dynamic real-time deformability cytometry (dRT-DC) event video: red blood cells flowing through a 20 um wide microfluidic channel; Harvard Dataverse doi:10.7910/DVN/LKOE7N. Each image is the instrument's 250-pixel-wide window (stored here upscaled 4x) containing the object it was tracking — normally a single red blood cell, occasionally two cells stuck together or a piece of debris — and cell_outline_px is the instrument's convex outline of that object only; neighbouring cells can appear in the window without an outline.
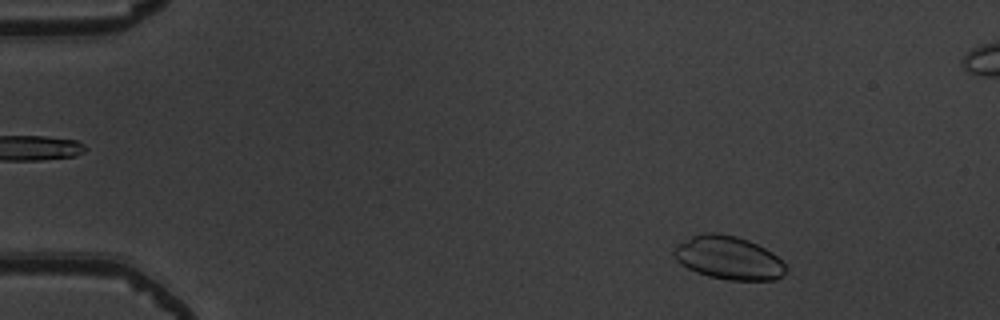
{"species": "common noctule bat (a hibernating species)", "species_latin": "Nyctalus noctula", "temperature_condition": "warm", "stored_images_in_passage": 51, "camera_frame_rate_fps": 3000, "um_per_image_px": 0.085, "animal": {"sex": "male", "body_mass_g": 19.5, "forearm_length_mm": 54.6}, "frame": {"image": 1, "passage_image": 5, "time_ms": 1.333, "image_size_px": [1000, 320], "cell_outline_px": [[788, 268], [776, 280], [728, 280], [708, 276], [696, 272], [680, 264], [676, 260], [672, 252], [676, 244], [692, 236], [704, 232], [716, 232], [736, 236], [748, 240], [772, 252]], "centroid_in_image_um": [61.88, 21.91], "position_along_channel_um": 23.1, "area_um2": 28.26}}
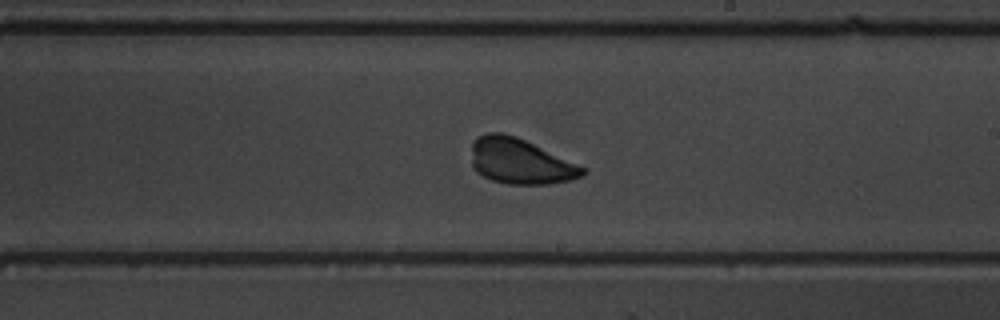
{"frame": {"image": 2, "passage_image": 30, "time_ms": 9.667, "image_size_px": [1000, 320], "cell_outline_px": [[588, 172], [584, 176], [572, 180], [548, 184], [508, 184], [492, 180], [476, 172], [472, 168], [472, 144], [476, 136], [488, 132], [504, 132], [516, 136], [588, 168]], "centroid_in_image_um": [44.24, 13.71], "position_along_channel_um": 244.8, "area_um2": 29.88}}
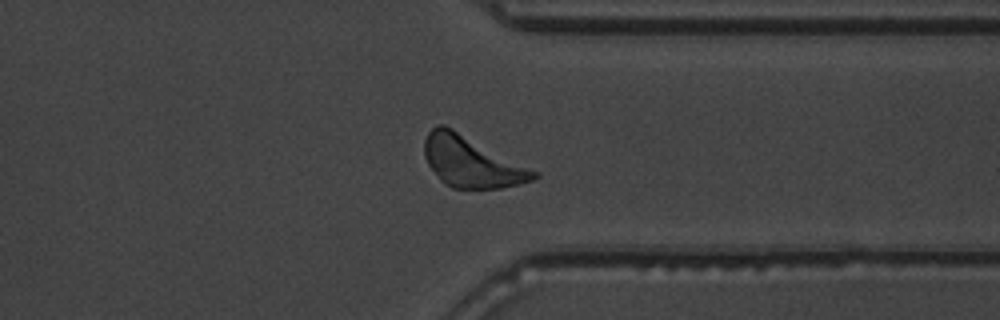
{"frame": {"image": 3, "passage_image": 40, "time_ms": 13.0, "image_size_px": [1000, 320], "cell_outline_px": [[540, 176], [532, 180], [520, 184], [500, 188], [452, 188], [444, 184], [440, 180], [428, 164], [424, 156], [424, 140], [428, 132], [436, 124], [444, 124], [540, 172]], "centroid_in_image_um": [40.08, 13.75], "position_along_channel_um": 371.3, "area_um2": 32.54}, "authors_computed_cell_mechanics": {"area_um2": 29.3624, "velocity_mm_per_s": 3.8106, "shape_relaxation_time_tau1_ms": 2.8438, "shape_relaxation_time_tau2_ms": 3.2486, "deformation_change_tau1": 0.1479, "deformation_change_tau2": 0.1129}}